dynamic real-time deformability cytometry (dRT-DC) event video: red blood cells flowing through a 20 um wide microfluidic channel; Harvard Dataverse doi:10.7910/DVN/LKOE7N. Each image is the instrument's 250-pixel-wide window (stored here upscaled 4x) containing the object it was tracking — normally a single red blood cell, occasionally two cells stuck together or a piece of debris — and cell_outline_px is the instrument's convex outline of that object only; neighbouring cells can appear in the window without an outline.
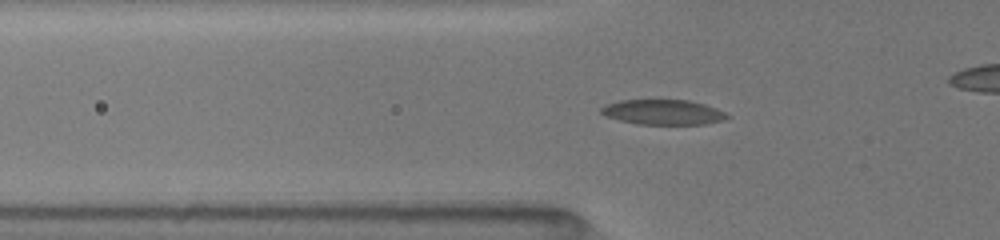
{"species": "common noctule bat (a hibernating species)", "species_latin": "Nyctalus noctula", "temperature_condition": "room temperature", "stored_images_in_passage": 43, "camera_frame_rate_fps": 3000, "um_per_image_px": 0.085, "animal": {"sex": "female", "body_mass_g": 19.5, "forearm_length_mm": 54.1}, "frame": {"image": 1, "passage_image": 18, "time_ms": 5.667, "image_size_px": [1000, 240], "cell_outline_px": [[732, 116], [724, 120], [704, 124], [636, 124], [620, 120], [608, 116], [600, 112], [600, 108], [608, 104], [620, 100], [688, 100], [704, 104], [716, 108]], "centroid_in_image_um": [56.4, 9.53], "position_along_channel_um": 69.4, "area_um2": 18.26}}
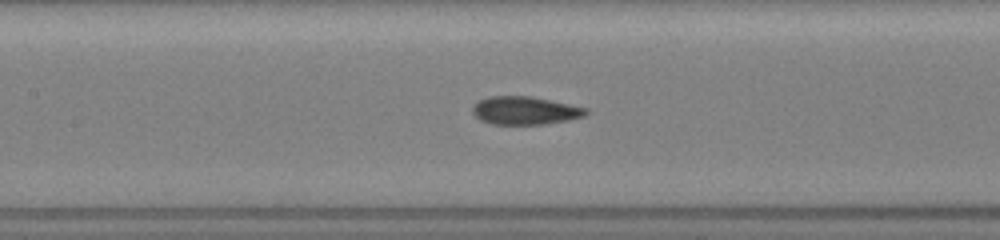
{"frame": {"image": 2, "passage_image": 25, "time_ms": 8.0, "image_size_px": [1000, 240], "cell_outline_px": [[588, 112], [584, 116], [568, 120], [544, 124], [492, 124], [480, 120], [472, 112], [472, 108], [480, 100], [488, 96], [532, 96], [588, 108]], "centroid_in_image_um": [44.63, 9.39], "position_along_channel_um": 162.8, "area_um2": 18.5}}
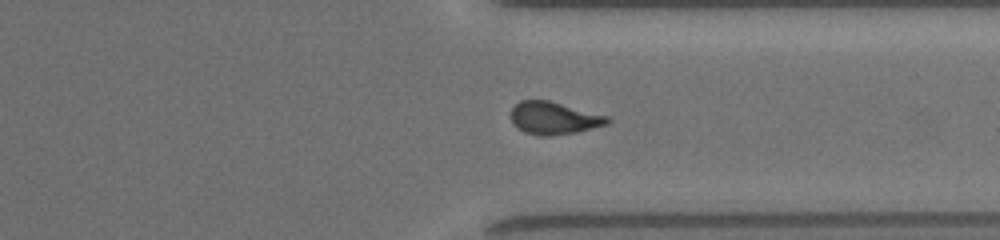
{"frame": {"image": 3, "passage_image": 40, "time_ms": 13.0, "image_size_px": [1000, 240], "cell_outline_px": [[612, 120], [608, 124], [576, 132], [548, 136], [540, 136], [524, 132], [512, 120], [512, 108], [520, 100], [548, 100], [608, 116]], "centroid_in_image_um": [47.11, 10.04], "position_along_channel_um": 364.3, "area_um2": 18.03}}